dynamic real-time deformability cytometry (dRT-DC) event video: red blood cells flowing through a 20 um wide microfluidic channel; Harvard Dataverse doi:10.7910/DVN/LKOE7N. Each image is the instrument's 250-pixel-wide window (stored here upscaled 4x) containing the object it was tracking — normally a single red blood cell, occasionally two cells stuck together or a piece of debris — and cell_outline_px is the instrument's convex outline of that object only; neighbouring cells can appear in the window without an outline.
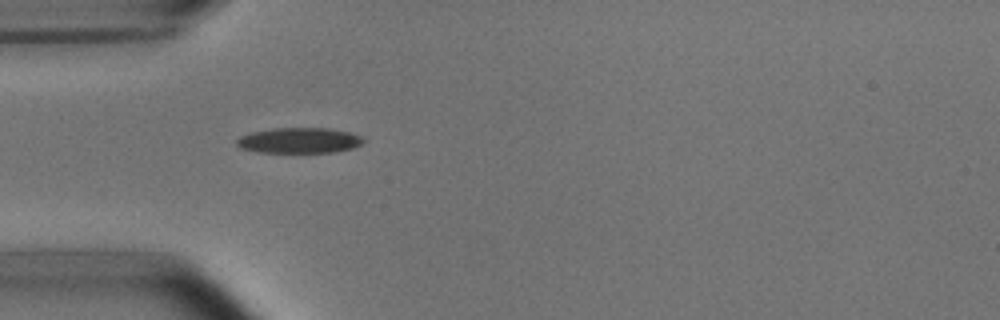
{"species": "common noctule bat (a hibernating species)", "species_latin": "Nyctalus noctula", "temperature_condition": "room temperature", "stored_images_in_passage": 38, "camera_frame_rate_fps": 3000, "um_per_image_px": 0.085, "animal": {"sex": "male", "body_mass_g": 15.6}, "frame": {"image": 1, "passage_image": 1, "time_ms": 0.0, "image_size_px": [1000, 320], "cell_outline_px": [[364, 140], [360, 144], [352, 148], [332, 152], [260, 152], [240, 148], [236, 144], [236, 140], [240, 136], [248, 132], [272, 128], [328, 128], [348, 132], [360, 136]], "centroid_in_image_um": [25.36, 11.93], "position_along_channel_um": 59.6, "area_um2": 18.73}}
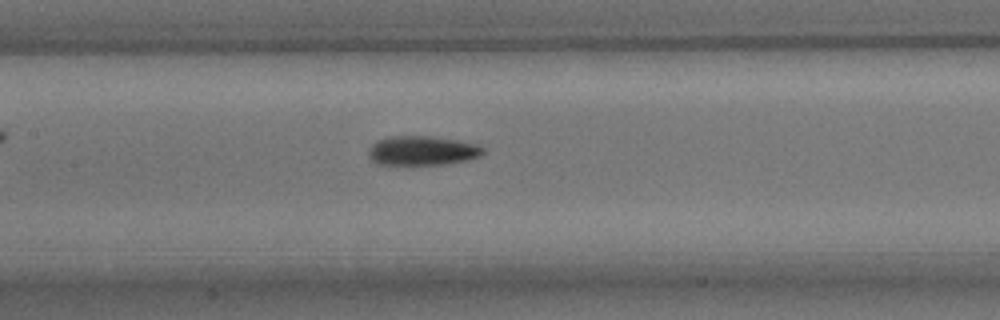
{"frame": {"image": 2, "passage_image": 10, "time_ms": 3.0, "image_size_px": [1000, 320], "cell_outline_px": [[484, 152], [480, 156], [468, 160], [444, 164], [408, 168], [376, 164], [368, 156], [368, 148], [376, 140], [392, 136], [428, 136], [460, 140], [480, 144], [484, 148]], "centroid_in_image_um": [35.85, 12.85], "position_along_channel_um": 171.5, "area_um2": 20.75}}
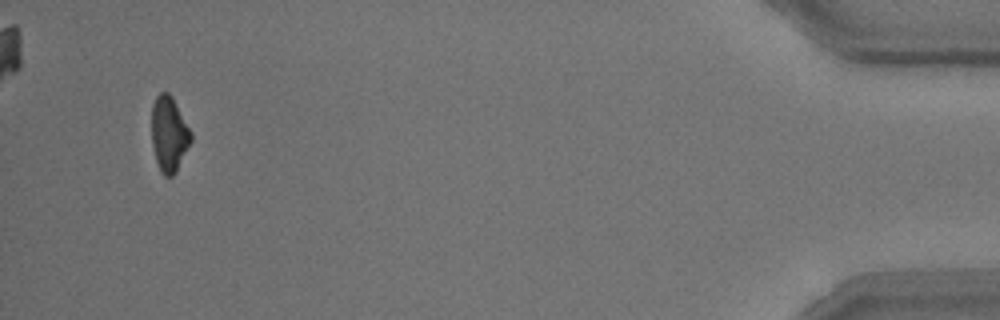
{"frame": {"image": 3, "passage_image": 36, "time_ms": 11.667, "image_size_px": [1000, 320], "cell_outline_px": [[192, 140], [176, 172], [172, 176], [164, 176], [160, 172], [156, 160], [152, 144], [152, 104], [156, 96], [160, 92], [168, 92], [172, 96], [192, 132]], "centroid_in_image_um": [14.37, 11.39], "position_along_channel_um": 420.8, "area_um2": 17.34}, "authors_computed_cell_mechanics": {"area_um2": 18.7561, "velocity_mm_per_s": 3.7725, "shape_relaxation_time_tau1_ms": 2.9232, "shape_relaxation_time_tau2_ms": 5.24, "deformation_change_tau1": 0.1349, "deformation_change_tau2": 0.141}}